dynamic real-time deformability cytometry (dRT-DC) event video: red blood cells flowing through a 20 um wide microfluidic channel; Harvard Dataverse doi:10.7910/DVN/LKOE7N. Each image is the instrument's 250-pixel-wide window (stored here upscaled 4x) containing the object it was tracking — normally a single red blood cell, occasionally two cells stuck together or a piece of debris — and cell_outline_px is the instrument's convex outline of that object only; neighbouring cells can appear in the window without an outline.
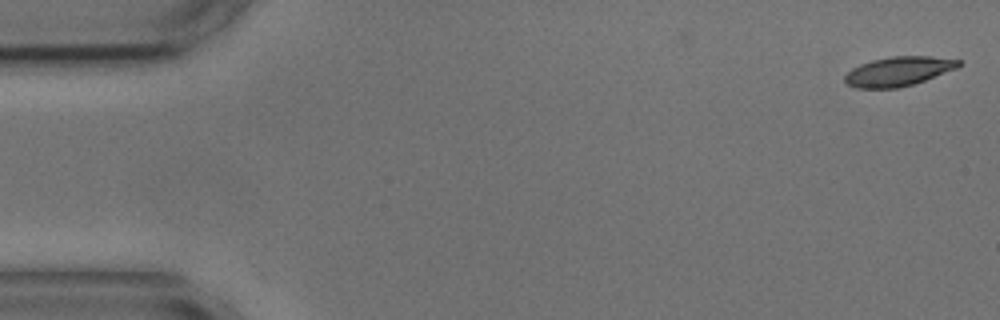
{"species": "common noctule bat (a hibernating species)", "species_latin": "Nyctalus noctula", "temperature_condition": "cold", "stored_images_in_passage": 40, "camera_frame_rate_fps": 3000, "um_per_image_px": 0.085, "animal": {"sex": "male", "body_mass_g": 17.9, "forearm_length_mm": 54.2}, "frame": {"image": 1, "passage_image": 1, "time_ms": 0.0, "image_size_px": [1000, 320], "cell_outline_px": [[964, 60], [956, 68], [924, 80], [912, 84], [896, 88], [856, 88], [848, 84], [844, 80], [844, 76], [852, 68], [860, 64], [872, 60], [892, 56], [932, 56]], "centroid_in_image_um": [76.36, 6.05], "position_along_channel_um": 8.6, "area_um2": 19.31}}
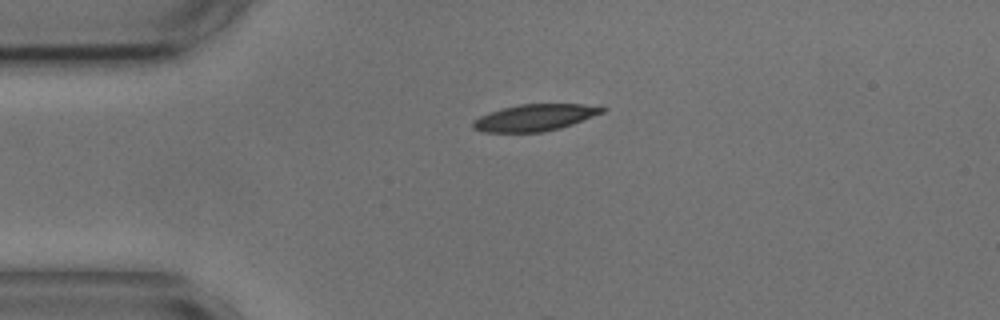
{"frame": {"image": 2, "passage_image": 12, "time_ms": 3.667, "image_size_px": [1000, 320], "cell_outline_px": [[608, 108], [604, 112], [572, 124], [560, 128], [544, 132], [484, 132], [472, 128], [472, 120], [488, 112], [520, 104], [584, 104]], "centroid_in_image_um": [45.44, 9.99], "position_along_channel_um": 39.6, "area_um2": 20.06}}